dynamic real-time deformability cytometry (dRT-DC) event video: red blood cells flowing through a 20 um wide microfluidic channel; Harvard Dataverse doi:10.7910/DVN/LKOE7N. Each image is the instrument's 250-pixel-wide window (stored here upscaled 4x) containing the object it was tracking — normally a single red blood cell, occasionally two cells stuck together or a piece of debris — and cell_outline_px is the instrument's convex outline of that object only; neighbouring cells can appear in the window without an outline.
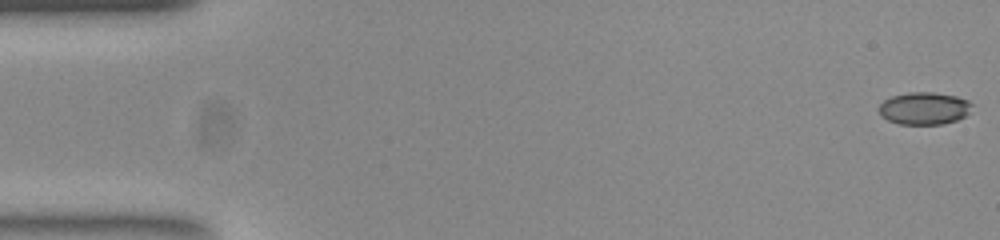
{"species": "common noctule bat (a hibernating species)", "species_latin": "Nyctalus noctula", "temperature_condition": "room temperature", "stored_images_in_passage": 14, "camera_frame_rate_fps": 3000, "um_per_image_px": 0.085, "animal": {"sex": "female", "body_mass_g": 23.0, "forearm_length_mm": 53.4}, "frame": {"image": 1, "passage_image": 1, "time_ms": 0.0, "image_size_px": [1000, 240], "cell_outline_px": [[972, 104], [968, 112], [964, 116], [956, 120], [944, 124], [900, 124], [888, 120], [880, 116], [880, 104], [884, 100], [892, 96], [908, 92], [932, 92], [956, 96], [968, 100]], "centroid_in_image_um": [78.54, 9.21], "position_along_channel_um": 6.5, "area_um2": 17.46}}
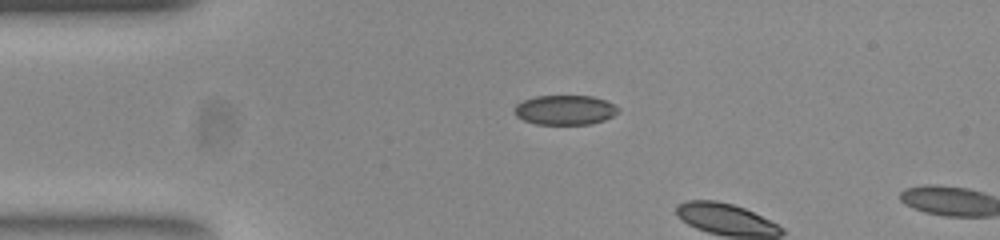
{"frame": {"image": 2, "passage_image": 12, "time_ms": 3.667, "image_size_px": [1000, 240], "cell_outline_px": [[620, 112], [604, 120], [592, 124], [536, 124], [524, 120], [516, 116], [512, 112], [512, 108], [516, 104], [524, 100], [536, 96], [592, 96], [616, 104], [620, 108]], "centroid_in_image_um": [48.02, 9.35], "position_along_channel_um": 37.0, "area_um2": 18.15}}